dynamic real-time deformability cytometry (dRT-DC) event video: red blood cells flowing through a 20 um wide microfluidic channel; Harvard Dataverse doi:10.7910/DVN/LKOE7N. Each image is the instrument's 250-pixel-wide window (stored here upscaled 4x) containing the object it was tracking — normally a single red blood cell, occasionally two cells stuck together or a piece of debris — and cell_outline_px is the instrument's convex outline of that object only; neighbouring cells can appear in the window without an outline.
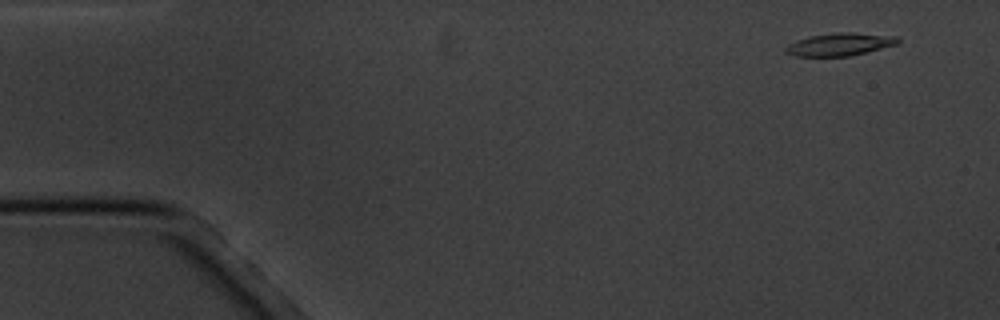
{"species": "common noctule bat (a hibernating species)", "species_latin": "Nyctalus noctula", "temperature_condition": "cold", "stored_images_in_passage": 6, "camera_frame_rate_fps": 3000, "um_per_image_px": 0.085, "animal": {"sex": "male", "body_mass_g": 20.1, "forearm_length_mm": 53.5}, "frame": {"image": 1, "passage_image": 2, "time_ms": 1.0, "image_size_px": [1000, 320], "cell_outline_px": [[900, 40], [896, 44], [848, 56], [796, 56], [784, 52], [784, 48], [788, 44], [796, 40], [808, 36], [836, 32], [852, 32], [896, 36]], "centroid_in_image_um": [71.31, 3.76], "position_along_channel_um": 13.7, "area_um2": 14.74}}
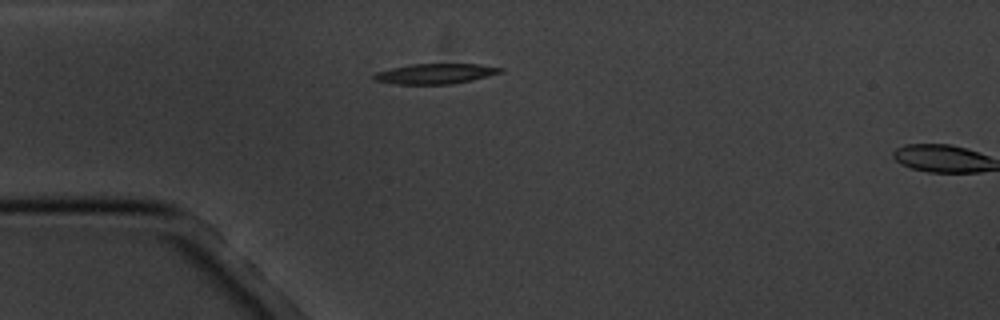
{"frame": {"image": 2, "passage_image": 5, "time_ms": 4.667, "image_size_px": [1000, 320], "cell_outline_px": [[504, 72], [472, 80], [452, 84], [396, 84], [372, 80], [372, 76], [376, 72], [392, 68], [412, 64], [480, 64], [504, 68]], "centroid_in_image_um": [37.02, 6.27], "position_along_channel_um": 48.0, "area_um2": 14.97}}